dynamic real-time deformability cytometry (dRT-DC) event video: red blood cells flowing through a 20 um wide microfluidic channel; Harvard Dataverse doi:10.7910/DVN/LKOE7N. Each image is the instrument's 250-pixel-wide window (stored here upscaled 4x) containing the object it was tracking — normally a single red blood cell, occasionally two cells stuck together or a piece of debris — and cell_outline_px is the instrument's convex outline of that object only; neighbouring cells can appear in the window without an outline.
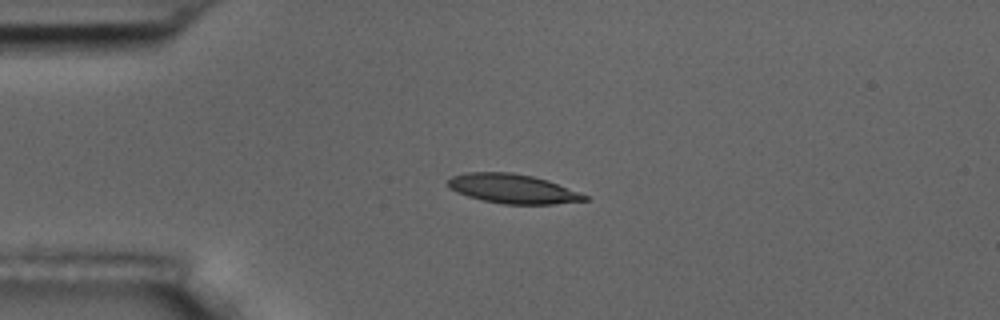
{"species": "common noctule bat (a hibernating species)", "species_latin": "Nyctalus noctula", "temperature_condition": "room temperature", "stored_images_in_passage": 4, "camera_frame_rate_fps": 3000, "um_per_image_px": 0.085, "animal": {"sex": "male", "body_mass_g": 17.5, "forearm_length_mm": 52.3}, "frame": {"image": 1, "passage_image": 3, "time_ms": 2.333, "image_size_px": [1000, 320], "cell_outline_px": [[588, 200], [552, 204], [504, 204], [484, 200], [468, 196], [456, 192], [448, 184], [448, 180], [452, 176], [464, 172], [512, 172], [532, 176], [548, 180], [588, 196]], "centroid_in_image_um": [43.57, 16.03], "position_along_channel_um": 41.4, "area_um2": 23.12}}